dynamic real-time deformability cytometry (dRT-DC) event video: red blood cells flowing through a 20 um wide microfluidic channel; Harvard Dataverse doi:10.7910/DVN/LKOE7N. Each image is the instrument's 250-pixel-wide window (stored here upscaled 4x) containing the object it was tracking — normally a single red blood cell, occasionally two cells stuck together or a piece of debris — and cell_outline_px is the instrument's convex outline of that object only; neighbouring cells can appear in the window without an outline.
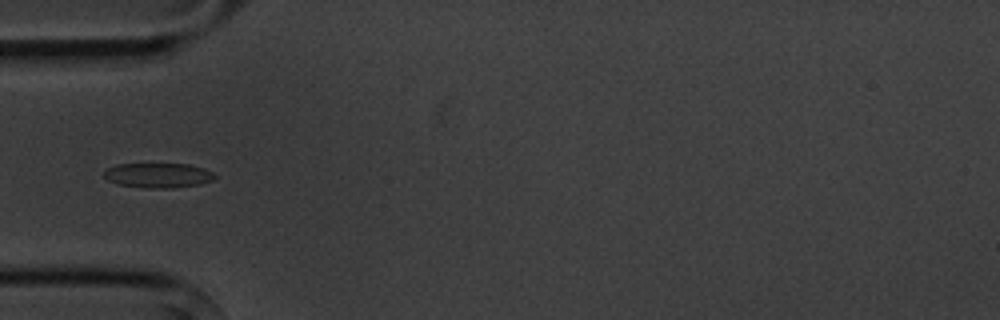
{"species": "common noctule bat (a hibernating species)", "species_latin": "Nyctalus noctula", "temperature_condition": "cold", "stored_images_in_passage": 5, "camera_frame_rate_fps": 3000, "um_per_image_px": 0.085, "animal": {"sex": "male", "body_mass_g": 20.1, "forearm_length_mm": 53.5}, "frame": {"image": 1, "passage_image": 5, "time_ms": 5.667, "image_size_px": [1000, 320], "cell_outline_px": [[216, 176], [212, 180], [200, 184], [172, 188], [148, 188], [116, 184], [108, 180], [104, 176], [104, 172], [108, 168], [116, 164], [188, 164], [204, 168], [212, 172]], "centroid_in_image_um": [13.44, 14.9], "position_along_channel_um": 71.6, "area_um2": 15.95}}